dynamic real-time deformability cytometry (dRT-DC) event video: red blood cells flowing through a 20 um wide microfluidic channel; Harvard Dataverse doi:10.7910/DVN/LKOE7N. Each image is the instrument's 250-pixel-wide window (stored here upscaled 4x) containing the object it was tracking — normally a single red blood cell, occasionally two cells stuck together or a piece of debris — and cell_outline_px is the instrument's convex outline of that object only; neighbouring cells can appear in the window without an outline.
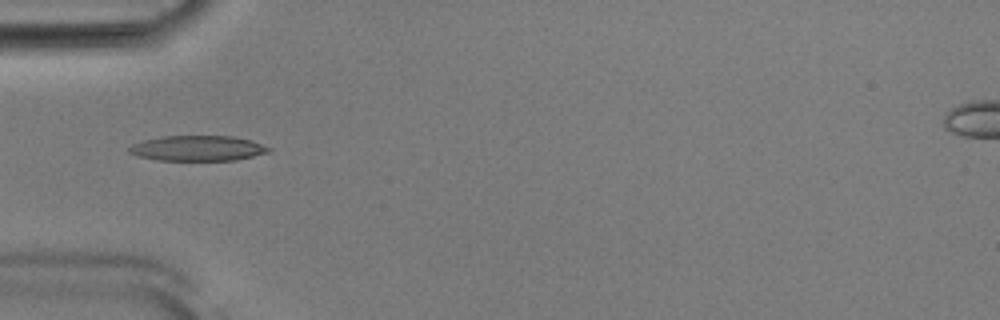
{"species": "Egyptian fruit bat (a non-hibernating species)", "species_latin": "Rousettus aegyptiacus", "temperature_condition": "room temperature", "stored_images_in_passage": 40, "camera_frame_rate_fps": 3000, "um_per_image_px": 0.085, "animal": {"sex": "male"}, "frame": {"image": 1, "passage_image": 5, "time_ms": 1.333, "image_size_px": [1000, 320], "cell_outline_px": [[272, 148], [268, 152], [236, 160], [156, 160], [140, 156], [128, 152], [128, 148], [132, 144], [144, 140], [164, 136], [232, 136], [252, 140]], "centroid_in_image_um": [16.81, 12.6], "position_along_channel_um": 68.2, "area_um2": 20.46}}
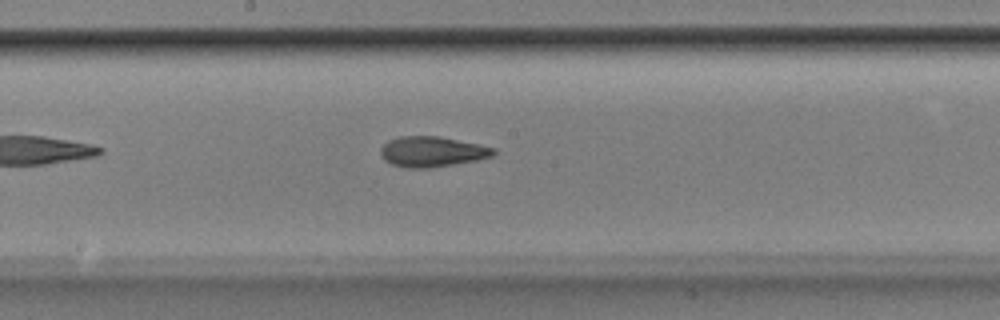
{"frame": {"image": 2, "passage_image": 16, "time_ms": 5.0, "image_size_px": [1000, 320], "cell_outline_px": [[496, 152], [492, 156], [476, 160], [432, 168], [404, 168], [392, 164], [384, 160], [380, 156], [380, 148], [388, 140], [400, 136], [440, 136], [480, 144], [496, 148]], "centroid_in_image_um": [36.71, 12.89], "position_along_channel_um": 211.5, "area_um2": 20.23}}
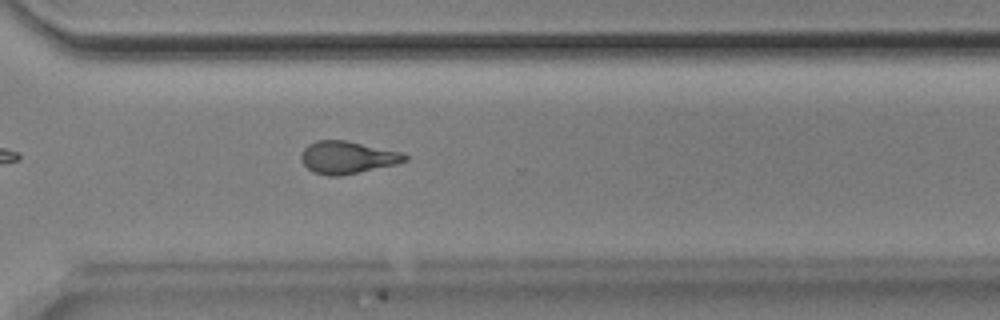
{"frame": {"image": 3, "passage_image": 26, "time_ms": 8.333, "image_size_px": [1000, 320], "cell_outline_px": [[408, 160], [396, 164], [340, 176], [328, 176], [312, 172], [300, 160], [300, 156], [304, 148], [308, 144], [316, 140], [348, 140], [400, 152], [408, 156]], "centroid_in_image_um": [29.49, 13.37], "position_along_channel_um": 341.1, "area_um2": 19.65}, "authors_computed_cell_mechanics": {"area_um2": 19.5942, "velocity_mm_per_s": 3.8969, "shape_relaxation_time_tau1_ms": 7.43, "shape_relaxation_time_tau2_ms": 1.8043, "deformation_change_tau1": 0.1938, "deformation_change_tau2": 0.0953}}